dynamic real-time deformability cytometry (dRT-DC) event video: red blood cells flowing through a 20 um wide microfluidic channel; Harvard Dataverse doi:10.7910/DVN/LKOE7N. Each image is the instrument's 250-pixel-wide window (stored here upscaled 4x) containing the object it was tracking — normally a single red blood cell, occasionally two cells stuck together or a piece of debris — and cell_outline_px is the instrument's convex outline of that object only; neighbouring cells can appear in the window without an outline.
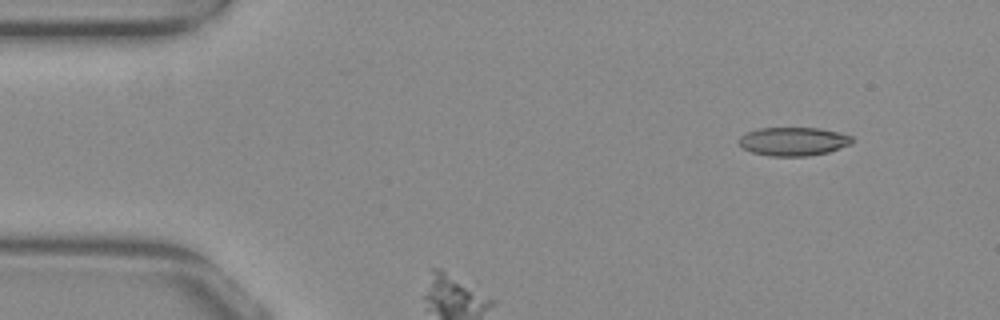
{"species": "common noctule bat (a hibernating species)", "species_latin": "Nyctalus noctula", "temperature_condition": "warm", "stored_images_in_passage": 48, "camera_frame_rate_fps": 3000, "um_per_image_px": 0.085, "animal": {"sex": "female", "body_mass_g": 29.2, "forearm_length_mm": 56.3}, "frame": {"image": 1, "passage_image": 1, "time_ms": 0.0, "image_size_px": [1000, 320], "cell_outline_px": [[852, 144], [828, 152], [808, 156], [772, 156], [752, 152], [744, 148], [740, 144], [740, 136], [748, 132], [760, 128], [820, 128], [852, 136]], "centroid_in_image_um": [67.46, 12.02], "position_along_channel_um": 17.5, "area_um2": 18.61}}
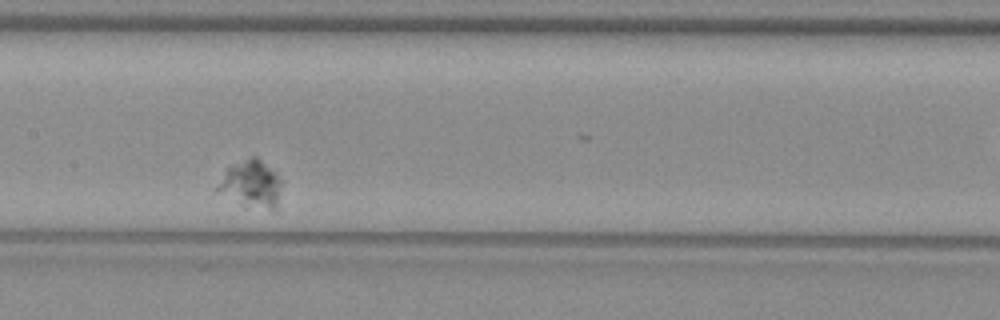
{"frame": {"image": 2, "passage_image": 16, "time_ms": 5.0, "image_size_px": [1000, 320], "cell_outline_px": [[280, 188], [276, 212], [272, 212], [216, 188], [228, 168], [252, 156], [256, 156], [280, 180]], "centroid_in_image_um": [21.45, 15.6], "position_along_channel_um": 186.0, "area_um2": 15.66}}
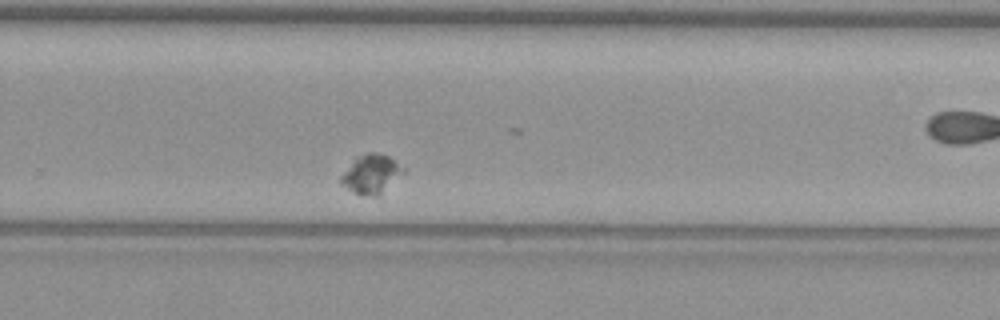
{"frame": {"image": 3, "passage_image": 26, "time_ms": 8.333, "image_size_px": [1000, 320], "cell_outline_px": [[408, 168], [380, 196], [360, 196], [340, 184], [340, 176], [356, 156], [368, 152], [380, 152], [388, 156]], "centroid_in_image_um": [31.57, 14.79], "position_along_channel_um": 298.2, "area_um2": 14.57}}